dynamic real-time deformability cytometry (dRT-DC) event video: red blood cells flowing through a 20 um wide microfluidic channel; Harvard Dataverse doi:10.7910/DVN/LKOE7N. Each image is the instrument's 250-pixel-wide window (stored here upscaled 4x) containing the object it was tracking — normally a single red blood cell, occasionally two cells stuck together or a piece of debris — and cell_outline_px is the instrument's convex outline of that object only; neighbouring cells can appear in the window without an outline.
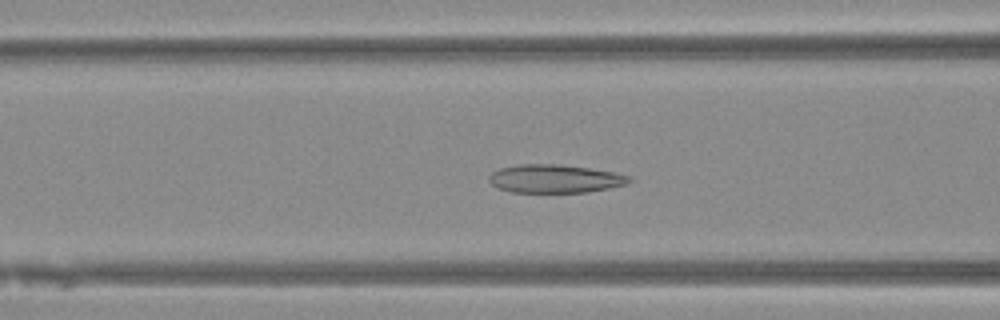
{"species": "Egyptian fruit bat (a non-hibernating species)", "species_latin": "Rousettus aegyptiacus", "temperature_condition": "warm", "stored_images_in_passage": 51, "camera_frame_rate_fps": 3000, "um_per_image_px": 0.085, "animal": {"sex": "female"}, "frame": {"image": 1, "passage_image": 20, "time_ms": 6.333, "image_size_px": [1000, 320], "cell_outline_px": [[632, 180], [624, 184], [608, 188], [588, 192], [512, 192], [496, 188], [488, 180], [488, 176], [492, 172], [500, 168], [520, 164], [560, 164], [588, 168], [612, 172], [632, 176]], "centroid_in_image_um": [47.13, 15.19], "position_along_channel_um": 119.5, "area_um2": 23.06}}
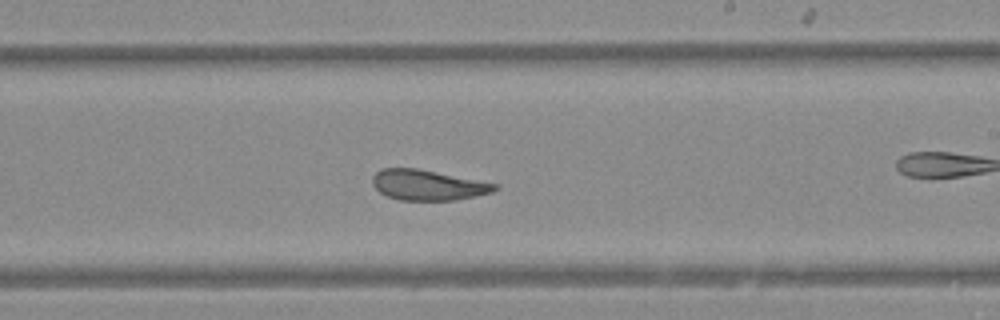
{"frame": {"image": 2, "passage_image": 30, "time_ms": 9.667, "image_size_px": [1000, 320], "cell_outline_px": [[500, 188], [492, 192], [476, 196], [456, 200], [400, 200], [388, 196], [380, 192], [372, 184], [372, 176], [380, 168], [416, 168], [496, 184]], "centroid_in_image_um": [36.34, 15.73], "position_along_channel_um": 252.7, "area_um2": 21.44}}
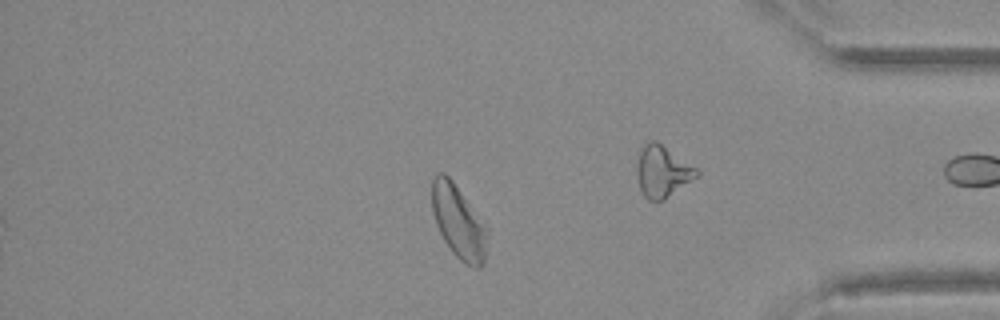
{"frame": {"image": 3, "passage_image": 43, "time_ms": 14.0, "image_size_px": [1000, 320], "cell_outline_px": [[488, 232], [484, 260], [480, 268], [472, 268], [460, 260], [452, 252], [444, 240], [436, 224], [432, 212], [432, 180], [436, 172], [444, 172], [452, 180], [488, 228]], "centroid_in_image_um": [38.97, 18.85], "position_along_channel_um": 396.2, "area_um2": 23.58}}